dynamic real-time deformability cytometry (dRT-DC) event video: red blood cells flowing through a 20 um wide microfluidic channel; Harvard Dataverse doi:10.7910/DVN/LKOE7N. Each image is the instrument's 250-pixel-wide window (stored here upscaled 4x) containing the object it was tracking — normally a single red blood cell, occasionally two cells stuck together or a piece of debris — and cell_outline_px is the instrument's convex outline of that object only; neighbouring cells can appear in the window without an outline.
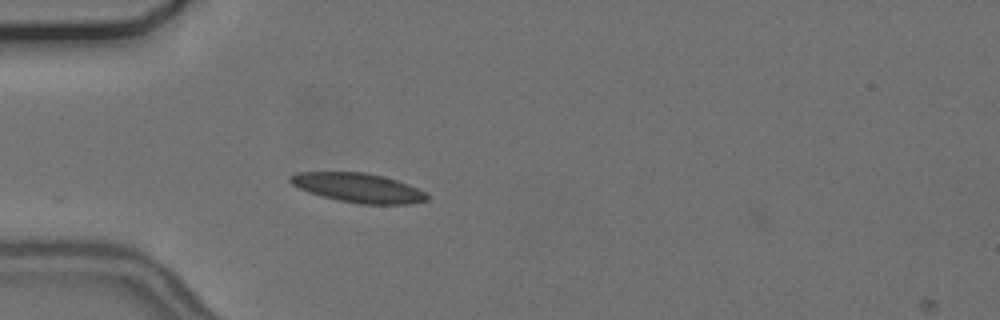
{"species": "common noctule bat (a hibernating species)", "species_latin": "Nyctalus noctula", "temperature_condition": "cold", "stored_images_in_passage": 11, "camera_frame_rate_fps": 3000, "um_per_image_px": 0.085, "animal": {"sex": "female", "body_mass_g": 24.6, "forearm_length_mm": 56.2}, "frame": {"image": 1, "passage_image": 10, "time_ms": 3.0, "image_size_px": [1000, 320], "cell_outline_px": [[428, 200], [408, 204], [360, 204], [336, 200], [320, 196], [308, 192], [292, 184], [288, 180], [288, 176], [300, 172], [364, 172], [384, 176], [408, 184], [424, 192], [428, 196]], "centroid_in_image_um": [30.42, 15.96], "position_along_channel_um": 54.6, "area_um2": 23.35}}